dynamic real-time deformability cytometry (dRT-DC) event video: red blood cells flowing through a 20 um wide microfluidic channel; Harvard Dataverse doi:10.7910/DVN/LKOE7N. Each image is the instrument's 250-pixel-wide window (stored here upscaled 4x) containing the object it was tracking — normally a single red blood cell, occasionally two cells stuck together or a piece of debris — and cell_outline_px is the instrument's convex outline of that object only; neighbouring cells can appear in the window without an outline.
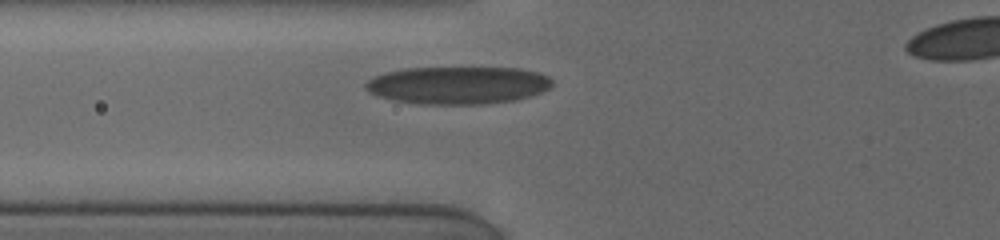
{"species": "human", "species_latin": "Homo sapiens", "temperature_condition": "cold", "stored_images_in_passage": 3, "segment_of_instrument_passage": [1, 2], "camera_frame_rate_fps": 3000, "um_per_image_px": 0.085, "donor": {"sex": "female"}, "frame": {"image": 1, "passage_image": 2, "time_ms": 0.667, "image_size_px": [1000, 240], "cell_outline_px": [[552, 84], [548, 88], [532, 96], [516, 100], [484, 104], [420, 104], [392, 100], [368, 92], [364, 88], [364, 84], [368, 80], [384, 72], [404, 68], [520, 68], [540, 72], [548, 76], [552, 80]], "centroid_in_image_um": [38.92, 7.24], "position_along_channel_um": 86.9, "area_um2": 41.1}}